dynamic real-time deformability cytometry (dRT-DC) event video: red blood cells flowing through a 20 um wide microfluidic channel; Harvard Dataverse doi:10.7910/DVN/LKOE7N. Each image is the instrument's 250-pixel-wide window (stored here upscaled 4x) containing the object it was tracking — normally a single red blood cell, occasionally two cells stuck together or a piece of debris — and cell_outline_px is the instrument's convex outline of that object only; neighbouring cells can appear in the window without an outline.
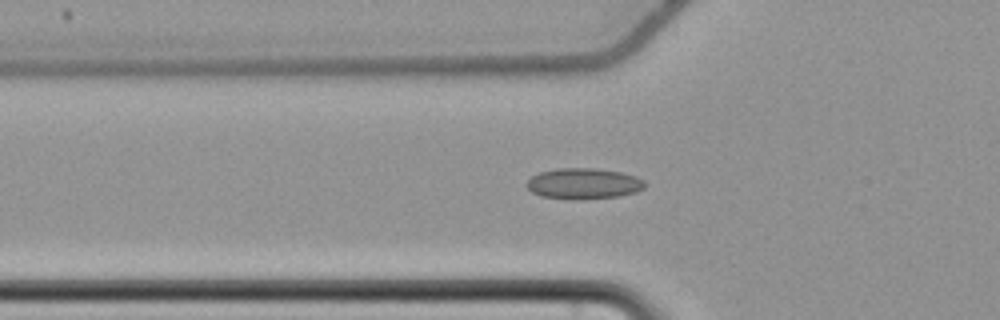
{"species": "common noctule bat (a hibernating species)", "species_latin": "Nyctalus noctula", "temperature_condition": "cold", "stored_images_in_passage": 56, "camera_frame_rate_fps": 3000, "um_per_image_px": 0.085, "animal": {"sex": "female", "body_mass_g": 22.7, "forearm_length_mm": 54.2}, "frame": {"image": 1, "passage_image": 21, "time_ms": 6.667, "image_size_px": [1000, 320], "cell_outline_px": [[644, 188], [636, 192], [620, 196], [584, 200], [572, 200], [540, 196], [532, 192], [524, 184], [532, 176], [540, 172], [556, 168], [596, 168], [620, 172], [636, 176], [644, 180]], "centroid_in_image_um": [49.59, 15.62], "position_along_channel_um": 76.2, "area_um2": 21.56}}
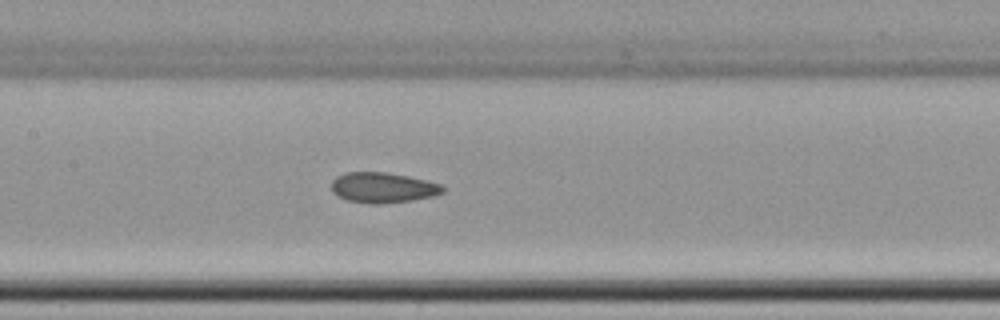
{"frame": {"image": 2, "passage_image": 29, "time_ms": 9.333, "image_size_px": [1000, 320], "cell_outline_px": [[444, 192], [432, 196], [412, 200], [380, 204], [372, 204], [344, 200], [332, 192], [332, 180], [336, 176], [344, 172], [388, 172], [408, 176], [444, 184]], "centroid_in_image_um": [32.53, 15.94], "position_along_channel_um": 174.9, "area_um2": 19.94}}
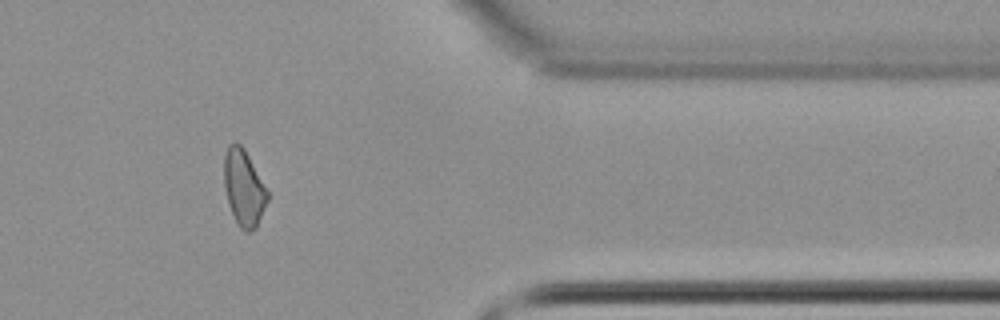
{"frame": {"image": 3, "passage_image": 48, "time_ms": 15.667, "image_size_px": [1000, 320], "cell_outline_px": [[268, 200], [256, 228], [248, 232], [244, 232], [240, 228], [228, 204], [224, 184], [224, 156], [228, 144], [236, 140], [244, 148], [268, 192]], "centroid_in_image_um": [20.71, 15.95], "position_along_channel_um": 390.7, "area_um2": 19.19}, "authors_computed_cell_mechanics": {"area_um2": 19.941, "velocity_mm_per_s": 3.7075, "shape_relaxation_time_tau1_ms": null, "shape_relaxation_time_tau2_ms": 4.3781, "deformation_change_tau1": null, "deformation_change_tau2": 0.1007}}